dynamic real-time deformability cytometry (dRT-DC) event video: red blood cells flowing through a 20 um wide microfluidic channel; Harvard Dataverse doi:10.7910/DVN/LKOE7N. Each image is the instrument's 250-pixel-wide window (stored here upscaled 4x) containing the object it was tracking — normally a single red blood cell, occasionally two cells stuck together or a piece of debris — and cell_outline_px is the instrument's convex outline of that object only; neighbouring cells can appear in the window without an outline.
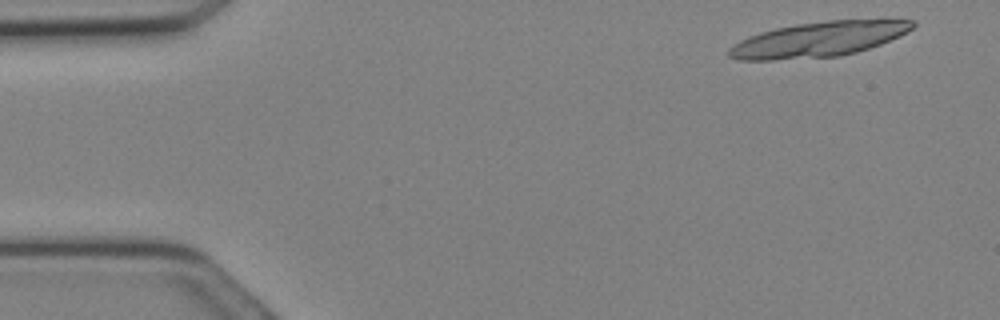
{"species": "Egyptian fruit bat (a non-hibernating species)", "species_latin": "Rousettus aegyptiacus", "temperature_condition": "cold", "stored_images_in_passage": 30, "camera_frame_rate_fps": 3000, "um_per_image_px": 0.085, "animal": {"sex": "female"}, "frame": {"image": 1, "passage_image": 2, "time_ms": 0.333, "image_size_px": [1000, 320], "cell_outline_px": [[916, 24], [908, 32], [900, 36], [880, 44], [856, 52], [840, 56], [772, 60], [740, 60], [728, 56], [728, 48], [740, 40], [748, 36], [760, 32], [776, 28], [796, 24], [828, 20], [916, 20]], "centroid_in_image_um": [69.56, 3.35], "position_along_channel_um": 15.4, "area_um2": 37.34}}
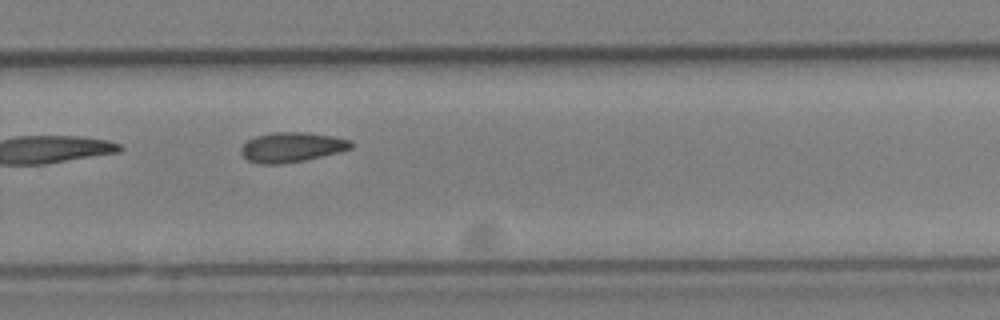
{"frame": {"image": 2, "passage_image": 20, "time_ms": 6.333, "image_size_px": [1000, 320], "cell_outline_px": [[352, 148], [340, 152], [304, 160], [280, 164], [260, 164], [248, 160], [240, 152], [240, 148], [248, 140], [256, 136], [272, 132], [308, 132], [332, 136], [352, 140]], "centroid_in_image_um": [24.8, 12.5], "position_along_channel_um": 305.0, "area_um2": 19.13}}
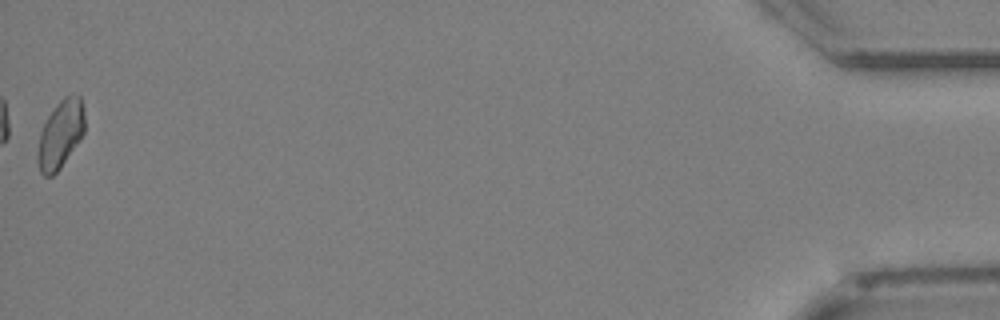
{"frame": {"image": 3, "passage_image": 30, "time_ms": 9.667, "image_size_px": [1000, 320], "cell_outline_px": [[84, 132], [80, 140], [60, 168], [52, 176], [44, 176], [40, 172], [36, 160], [36, 152], [40, 132], [48, 116], [56, 104], [64, 96], [80, 96], [84, 108]], "centroid_in_image_um": [5.12, 11.44], "position_along_channel_um": 430.1, "area_um2": 18.67}}